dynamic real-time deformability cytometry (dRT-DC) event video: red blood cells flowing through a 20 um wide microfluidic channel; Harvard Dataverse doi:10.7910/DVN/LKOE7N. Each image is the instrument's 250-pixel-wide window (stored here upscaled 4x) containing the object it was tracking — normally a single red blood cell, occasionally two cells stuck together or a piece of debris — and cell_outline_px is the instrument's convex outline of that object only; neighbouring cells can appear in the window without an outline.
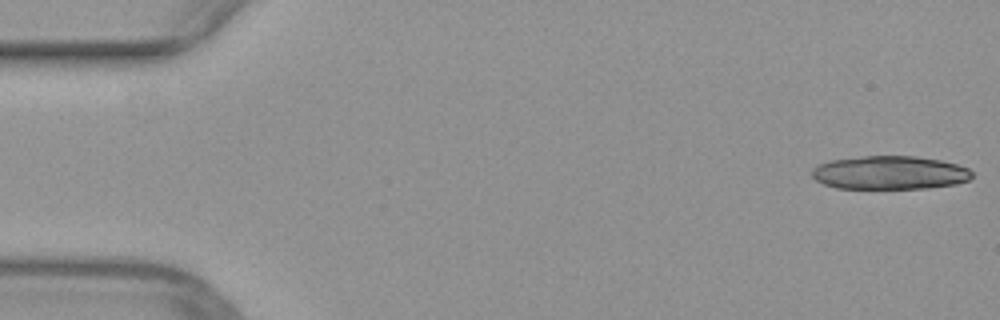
{"species": "common noctule bat (a hibernating species)", "species_latin": "Nyctalus noctula", "temperature_condition": "warm", "stored_images_in_passage": 18, "camera_frame_rate_fps": 3000, "um_per_image_px": 0.085, "animal": {"sex": "female", "body_mass_g": 29.2, "forearm_length_mm": 56.3}, "frame": {"image": 1, "passage_image": 1, "time_ms": 0.0, "image_size_px": [1000, 320], "cell_outline_px": [[972, 176], [968, 180], [956, 184], [928, 188], [836, 188], [824, 184], [816, 180], [812, 176], [812, 168], [820, 164], [832, 160], [864, 156], [916, 156], [940, 160], [956, 164], [968, 168], [972, 172]], "centroid_in_image_um": [75.64, 14.68], "position_along_channel_um": 9.4, "area_um2": 31.1}}